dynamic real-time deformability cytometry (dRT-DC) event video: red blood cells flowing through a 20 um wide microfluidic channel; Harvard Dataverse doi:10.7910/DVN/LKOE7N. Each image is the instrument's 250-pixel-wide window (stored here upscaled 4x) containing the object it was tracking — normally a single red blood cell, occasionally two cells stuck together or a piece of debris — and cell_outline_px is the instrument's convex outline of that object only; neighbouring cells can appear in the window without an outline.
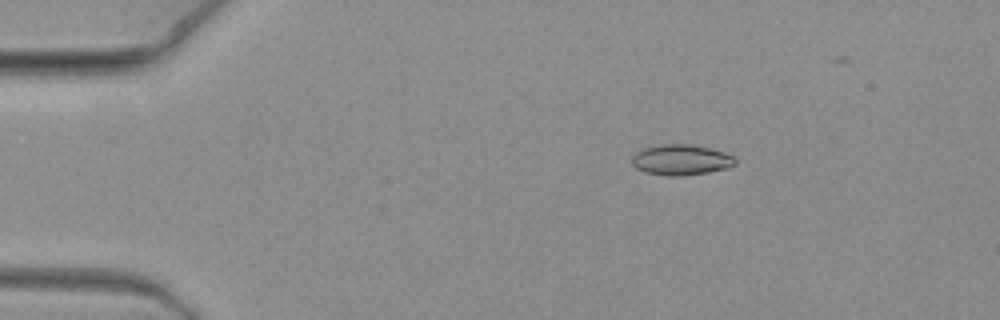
{"species": "common noctule bat (a hibernating species)", "species_latin": "Nyctalus noctula", "temperature_condition": "warm", "stored_images_in_passage": 7, "camera_frame_rate_fps": 3000, "um_per_image_px": 0.085, "animal": {"sex": "female", "body_mass_g": 19.3, "forearm_length_mm": 54.1}, "frame": {"image": 1, "passage_image": 4, "time_ms": 1.0, "image_size_px": [1000, 320], "cell_outline_px": [[736, 164], [724, 168], [708, 172], [680, 176], [668, 176], [644, 172], [636, 168], [632, 164], [632, 156], [640, 148], [660, 144], [692, 144], [724, 152], [736, 156]], "centroid_in_image_um": [57.86, 13.57], "position_along_channel_um": 27.1, "area_um2": 18.55}}
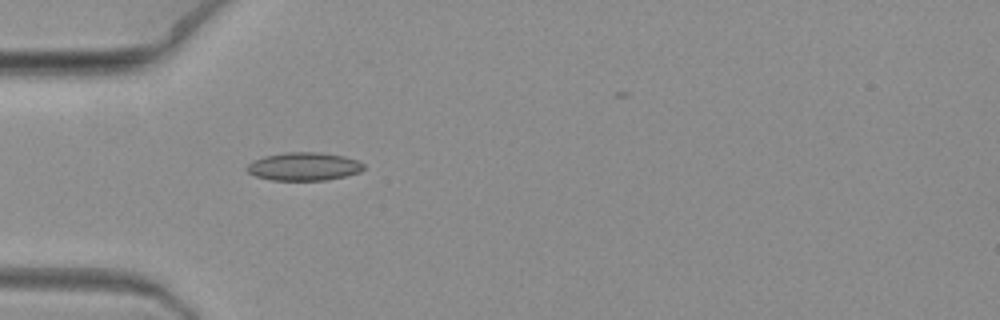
{"frame": {"image": 2, "passage_image": 7, "time_ms": 2.0, "image_size_px": [1000, 320], "cell_outline_px": [[364, 168], [360, 172], [344, 176], [324, 180], [272, 180], [256, 176], [248, 172], [248, 164], [264, 156], [284, 152], [320, 152], [344, 156], [356, 160], [364, 164]], "centroid_in_image_um": [25.85, 14.14], "position_along_channel_um": 59.2, "area_um2": 18.96}}